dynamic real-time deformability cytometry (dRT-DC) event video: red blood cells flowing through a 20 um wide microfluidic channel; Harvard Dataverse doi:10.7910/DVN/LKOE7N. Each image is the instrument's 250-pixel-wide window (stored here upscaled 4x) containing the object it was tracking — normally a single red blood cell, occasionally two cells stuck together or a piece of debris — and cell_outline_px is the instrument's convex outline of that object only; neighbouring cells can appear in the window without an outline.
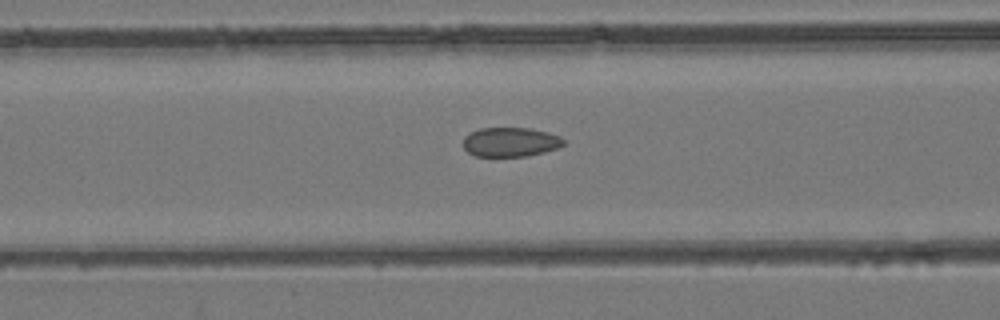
{"species": "common noctule bat (a hibernating species)", "species_latin": "Nyctalus noctula", "temperature_condition": "room temperature", "stored_images_in_passage": 48, "camera_frame_rate_fps": 3000, "um_per_image_px": 0.085, "animal": {"sex": "female", "body_mass_g": 24.6, "forearm_length_mm": 56.2}, "frame": {"image": 1, "passage_image": 17, "time_ms": 5.333, "image_size_px": [1000, 320], "cell_outline_px": [[564, 144], [560, 148], [528, 156], [472, 156], [464, 148], [464, 136], [480, 128], [528, 128], [548, 132], [560, 136], [564, 140]], "centroid_in_image_um": [43.4, 12.08], "position_along_channel_um": 123.2, "area_um2": 17.22}}
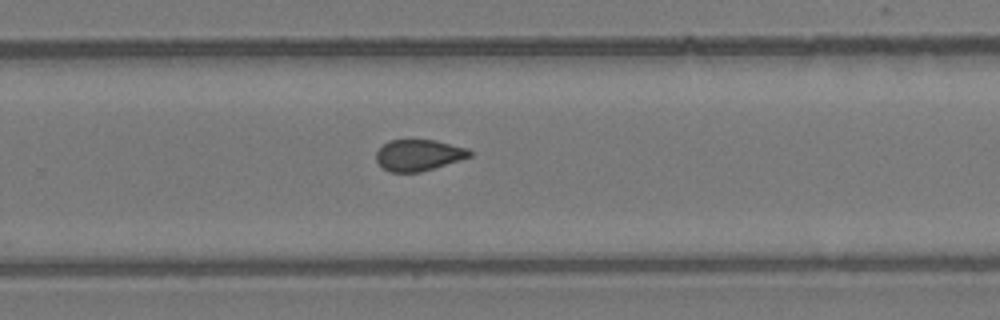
{"frame": {"image": 2, "passage_image": 30, "time_ms": 9.667, "image_size_px": [1000, 320], "cell_outline_px": [[472, 156], [460, 160], [420, 172], [388, 172], [376, 160], [376, 152], [388, 140], [436, 140], [468, 148], [472, 152]], "centroid_in_image_um": [35.59, 13.18], "position_along_channel_um": 294.2, "area_um2": 16.99}}
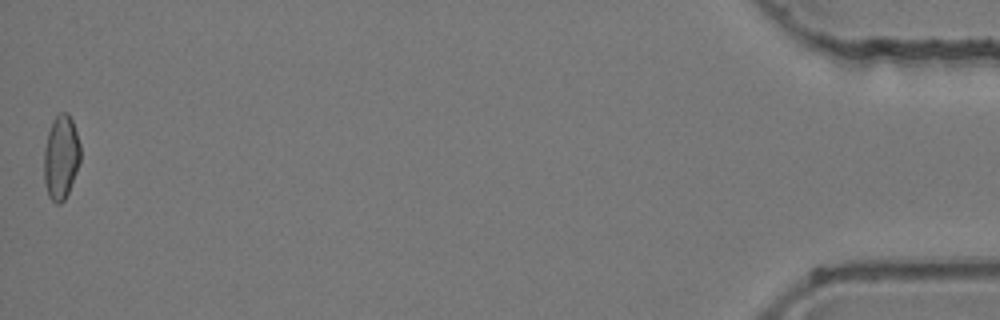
{"frame": {"image": 3, "passage_image": 48, "time_ms": 15.667, "image_size_px": [1000, 320], "cell_outline_px": [[80, 160], [76, 172], [68, 192], [64, 200], [60, 204], [56, 204], [48, 196], [44, 180], [44, 148], [48, 132], [52, 120], [60, 112], [68, 112], [72, 120], [80, 144]], "centroid_in_image_um": [5.17, 13.35], "position_along_channel_um": 430.0, "area_um2": 17.86}, "authors_computed_cell_mechanics": {"area_um2": 17.8602, "velocity_mm_per_s": 3.948, "shape_relaxation_time_tau1_ms": null, "shape_relaxation_time_tau2_ms": 2.095, "deformation_change_tau1": null, "deformation_change_tau2": 0.0568}}